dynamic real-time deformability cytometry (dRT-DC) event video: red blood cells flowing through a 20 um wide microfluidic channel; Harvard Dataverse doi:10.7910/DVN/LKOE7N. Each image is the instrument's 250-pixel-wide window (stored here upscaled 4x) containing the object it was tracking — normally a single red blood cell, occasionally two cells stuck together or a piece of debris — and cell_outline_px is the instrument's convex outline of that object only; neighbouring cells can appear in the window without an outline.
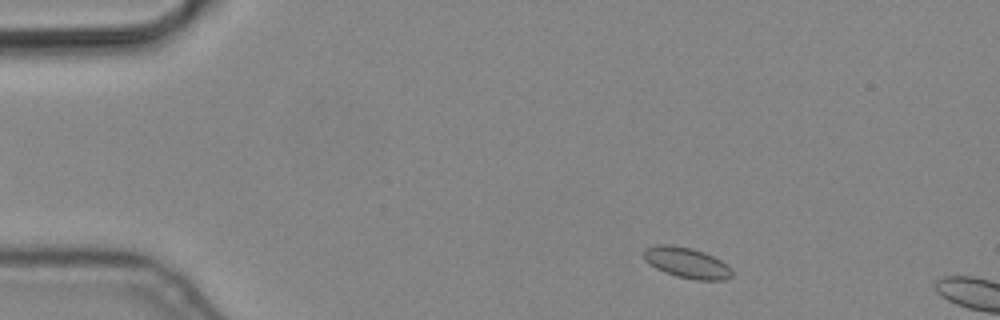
{"species": "common noctule bat (a hibernating species)", "species_latin": "Nyctalus noctula", "temperature_condition": "cold", "stored_images_in_passage": 2, "camera_frame_rate_fps": 3000, "um_per_image_px": 0.085, "animal": {"sex": "male", "body_mass_g": 19.2, "forearm_length_mm": 51.8}, "frame": {"image": 1, "passage_image": 1, "time_ms": 0.0, "image_size_px": [1000, 320], "cell_outline_px": [[732, 276], [724, 280], [696, 280], [676, 276], [664, 272], [648, 264], [644, 260], [644, 248], [656, 244], [672, 244], [692, 248], [704, 252], [728, 264], [732, 268]], "centroid_in_image_um": [58.36, 22.32], "position_along_channel_um": 26.6, "area_um2": 16.01}}